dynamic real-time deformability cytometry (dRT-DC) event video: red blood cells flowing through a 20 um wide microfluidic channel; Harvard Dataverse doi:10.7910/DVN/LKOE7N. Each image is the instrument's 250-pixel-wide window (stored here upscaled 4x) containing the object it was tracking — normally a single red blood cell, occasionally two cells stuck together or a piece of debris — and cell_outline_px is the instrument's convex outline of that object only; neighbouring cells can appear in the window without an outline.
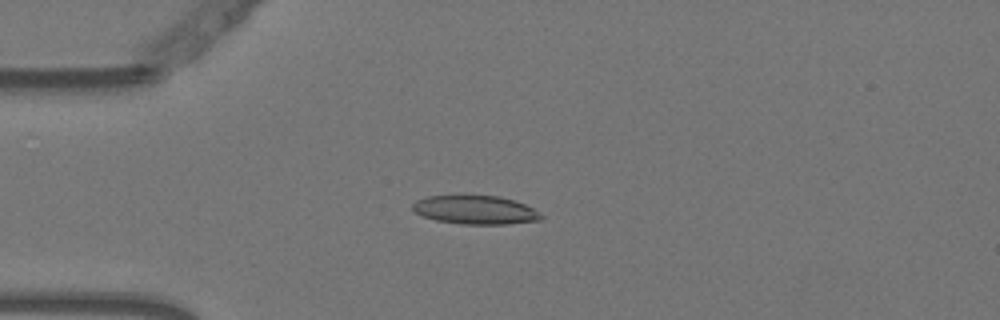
{"species": "Egyptian fruit bat (a non-hibernating species)", "species_latin": "Rousettus aegyptiacus", "temperature_condition": "warm", "stored_images_in_passage": 53, "camera_frame_rate_fps": 3000, "um_per_image_px": 0.085, "animal": {"sex": "female"}, "frame": {"image": 1, "passage_image": 13, "time_ms": 4.0, "image_size_px": [1000, 320], "cell_outline_px": [[544, 216], [540, 220], [508, 224], [464, 224], [436, 220], [424, 216], [416, 212], [412, 208], [412, 204], [416, 200], [428, 196], [500, 196], [524, 204], [532, 208]], "centroid_in_image_um": [40.41, 17.84], "position_along_channel_um": 44.6, "area_um2": 21.15}}
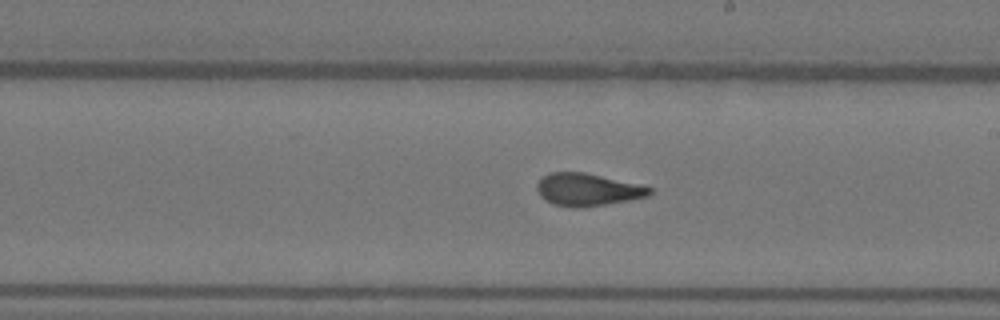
{"frame": {"image": 2, "passage_image": 30, "time_ms": 9.667, "image_size_px": [1000, 320], "cell_outline_px": [[652, 192], [648, 196], [628, 200], [580, 208], [572, 208], [552, 204], [540, 196], [536, 188], [536, 184], [544, 176], [552, 172], [584, 172], [636, 184], [652, 188]], "centroid_in_image_um": [49.89, 16.13], "position_along_channel_um": 239.1, "area_um2": 21.04}}
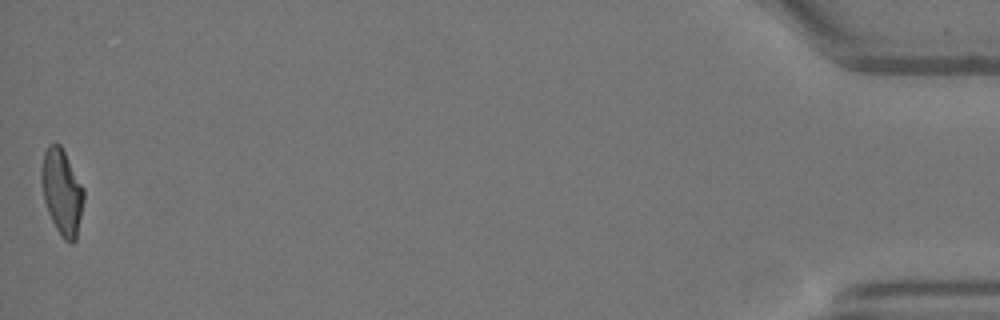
{"frame": {"image": 3, "passage_image": 53, "time_ms": 17.333, "image_size_px": [1000, 320], "cell_outline_px": [[84, 200], [76, 240], [72, 244], [68, 244], [64, 240], [56, 228], [48, 212], [44, 200], [40, 180], [40, 168], [44, 152], [48, 144], [56, 140], [60, 144], [84, 188]], "centroid_in_image_um": [5.25, 16.29], "position_along_channel_um": 430.0, "area_um2": 21.44}, "authors_computed_cell_mechanics": {"area_um2": 21.3282, "velocity_mm_per_s": 3.752, "shape_relaxation_time_tau1_ms": 11.2491, "shape_relaxation_time_tau2_ms": 1.2698, "deformation_change_tau1": 0.3, "deformation_change_tau2": 0.0914}}